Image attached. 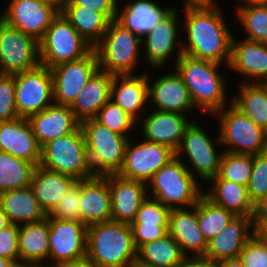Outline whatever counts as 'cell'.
Wrapping results in <instances>:
<instances>
[{
  "mask_svg": "<svg viewBox=\"0 0 267 267\" xmlns=\"http://www.w3.org/2000/svg\"><path fill=\"white\" fill-rule=\"evenodd\" d=\"M222 11L219 5L184 9L183 27L187 33V42H182L183 54L218 64L226 63L228 68L234 35L226 25Z\"/></svg>",
  "mask_w": 267,
  "mask_h": 267,
  "instance_id": "6da1fadb",
  "label": "cell"
},
{
  "mask_svg": "<svg viewBox=\"0 0 267 267\" xmlns=\"http://www.w3.org/2000/svg\"><path fill=\"white\" fill-rule=\"evenodd\" d=\"M221 64L195 59L183 54L174 68L187 87L195 110L215 112L228 106L227 83L219 71ZM197 108V109H196ZM199 108V109H198Z\"/></svg>",
  "mask_w": 267,
  "mask_h": 267,
  "instance_id": "7a4b0ae2",
  "label": "cell"
},
{
  "mask_svg": "<svg viewBox=\"0 0 267 267\" xmlns=\"http://www.w3.org/2000/svg\"><path fill=\"white\" fill-rule=\"evenodd\" d=\"M87 258L95 267H130L137 258L131 225L108 221L87 226Z\"/></svg>",
  "mask_w": 267,
  "mask_h": 267,
  "instance_id": "3957f363",
  "label": "cell"
},
{
  "mask_svg": "<svg viewBox=\"0 0 267 267\" xmlns=\"http://www.w3.org/2000/svg\"><path fill=\"white\" fill-rule=\"evenodd\" d=\"M184 161L175 157L147 182L148 196H152L170 210L193 207L203 195L201 183L199 184L185 166L189 162Z\"/></svg>",
  "mask_w": 267,
  "mask_h": 267,
  "instance_id": "277c9868",
  "label": "cell"
},
{
  "mask_svg": "<svg viewBox=\"0 0 267 267\" xmlns=\"http://www.w3.org/2000/svg\"><path fill=\"white\" fill-rule=\"evenodd\" d=\"M141 46V39L137 35L115 19L111 20L103 38L93 48L99 70L111 75H135L133 71L140 64Z\"/></svg>",
  "mask_w": 267,
  "mask_h": 267,
  "instance_id": "5b68a950",
  "label": "cell"
},
{
  "mask_svg": "<svg viewBox=\"0 0 267 267\" xmlns=\"http://www.w3.org/2000/svg\"><path fill=\"white\" fill-rule=\"evenodd\" d=\"M39 165L71 176L77 181L93 177L80 125L73 132L43 145Z\"/></svg>",
  "mask_w": 267,
  "mask_h": 267,
  "instance_id": "8992f818",
  "label": "cell"
},
{
  "mask_svg": "<svg viewBox=\"0 0 267 267\" xmlns=\"http://www.w3.org/2000/svg\"><path fill=\"white\" fill-rule=\"evenodd\" d=\"M80 127L93 174H117L122 168L125 148L131 138L113 132L95 118L81 121Z\"/></svg>",
  "mask_w": 267,
  "mask_h": 267,
  "instance_id": "52a82bcc",
  "label": "cell"
},
{
  "mask_svg": "<svg viewBox=\"0 0 267 267\" xmlns=\"http://www.w3.org/2000/svg\"><path fill=\"white\" fill-rule=\"evenodd\" d=\"M215 112L220 119L219 138L225 152L255 155L267 151V132L232 104Z\"/></svg>",
  "mask_w": 267,
  "mask_h": 267,
  "instance_id": "ba28073f",
  "label": "cell"
},
{
  "mask_svg": "<svg viewBox=\"0 0 267 267\" xmlns=\"http://www.w3.org/2000/svg\"><path fill=\"white\" fill-rule=\"evenodd\" d=\"M38 43L40 64L49 69L79 60L93 49L61 12L52 20Z\"/></svg>",
  "mask_w": 267,
  "mask_h": 267,
  "instance_id": "9c48e42d",
  "label": "cell"
},
{
  "mask_svg": "<svg viewBox=\"0 0 267 267\" xmlns=\"http://www.w3.org/2000/svg\"><path fill=\"white\" fill-rule=\"evenodd\" d=\"M208 134L204 128L193 120L187 127L181 143L175 151V157L177 158L184 155L188 157L190 165L185 164L187 169L196 179L200 177L199 179L206 183L218 175L223 154V151L220 154L217 153L218 149H216L217 145L221 146L219 135L217 139L213 140ZM214 141L217 143H213Z\"/></svg>",
  "mask_w": 267,
  "mask_h": 267,
  "instance_id": "30bf717a",
  "label": "cell"
},
{
  "mask_svg": "<svg viewBox=\"0 0 267 267\" xmlns=\"http://www.w3.org/2000/svg\"><path fill=\"white\" fill-rule=\"evenodd\" d=\"M16 109L20 118L28 119L54 103L53 79L50 69L36 68L14 74Z\"/></svg>",
  "mask_w": 267,
  "mask_h": 267,
  "instance_id": "8fae6325",
  "label": "cell"
},
{
  "mask_svg": "<svg viewBox=\"0 0 267 267\" xmlns=\"http://www.w3.org/2000/svg\"><path fill=\"white\" fill-rule=\"evenodd\" d=\"M39 64L38 41L0 18V74L14 75Z\"/></svg>",
  "mask_w": 267,
  "mask_h": 267,
  "instance_id": "7c38bea8",
  "label": "cell"
},
{
  "mask_svg": "<svg viewBox=\"0 0 267 267\" xmlns=\"http://www.w3.org/2000/svg\"><path fill=\"white\" fill-rule=\"evenodd\" d=\"M143 140V141H142ZM136 144L128 141L119 176L147 183L163 166L175 158V151L162 144L142 139Z\"/></svg>",
  "mask_w": 267,
  "mask_h": 267,
  "instance_id": "4fadbf2b",
  "label": "cell"
},
{
  "mask_svg": "<svg viewBox=\"0 0 267 267\" xmlns=\"http://www.w3.org/2000/svg\"><path fill=\"white\" fill-rule=\"evenodd\" d=\"M47 219L50 264H45L44 267H54L58 263L87 256V226L82 221L59 220L54 217Z\"/></svg>",
  "mask_w": 267,
  "mask_h": 267,
  "instance_id": "5bb4252c",
  "label": "cell"
},
{
  "mask_svg": "<svg viewBox=\"0 0 267 267\" xmlns=\"http://www.w3.org/2000/svg\"><path fill=\"white\" fill-rule=\"evenodd\" d=\"M98 70V58L94 49L79 60L50 68L54 103L70 106Z\"/></svg>",
  "mask_w": 267,
  "mask_h": 267,
  "instance_id": "9a60e30c",
  "label": "cell"
},
{
  "mask_svg": "<svg viewBox=\"0 0 267 267\" xmlns=\"http://www.w3.org/2000/svg\"><path fill=\"white\" fill-rule=\"evenodd\" d=\"M176 7L141 39L142 47H144V59L147 64L157 69L158 67L166 66L169 58L174 54L175 64L183 55L182 41L178 38V23L181 21L178 18ZM180 19V20H179ZM178 47V48H177ZM177 48V49H176ZM176 52H175V51ZM167 62V63H166Z\"/></svg>",
  "mask_w": 267,
  "mask_h": 267,
  "instance_id": "2e32d148",
  "label": "cell"
},
{
  "mask_svg": "<svg viewBox=\"0 0 267 267\" xmlns=\"http://www.w3.org/2000/svg\"><path fill=\"white\" fill-rule=\"evenodd\" d=\"M0 18L39 41L59 11L40 0H11Z\"/></svg>",
  "mask_w": 267,
  "mask_h": 267,
  "instance_id": "e0dca14e",
  "label": "cell"
},
{
  "mask_svg": "<svg viewBox=\"0 0 267 267\" xmlns=\"http://www.w3.org/2000/svg\"><path fill=\"white\" fill-rule=\"evenodd\" d=\"M150 77L148 74L149 103L155 110L188 115L195 108L185 83L175 69L159 75L153 83Z\"/></svg>",
  "mask_w": 267,
  "mask_h": 267,
  "instance_id": "ac0fdd59",
  "label": "cell"
},
{
  "mask_svg": "<svg viewBox=\"0 0 267 267\" xmlns=\"http://www.w3.org/2000/svg\"><path fill=\"white\" fill-rule=\"evenodd\" d=\"M111 194L112 221L131 224L142 202L148 197L147 183L118 174H108Z\"/></svg>",
  "mask_w": 267,
  "mask_h": 267,
  "instance_id": "d6986e66",
  "label": "cell"
},
{
  "mask_svg": "<svg viewBox=\"0 0 267 267\" xmlns=\"http://www.w3.org/2000/svg\"><path fill=\"white\" fill-rule=\"evenodd\" d=\"M187 117L181 113L153 110L141 120L142 137L176 151L187 127L193 121Z\"/></svg>",
  "mask_w": 267,
  "mask_h": 267,
  "instance_id": "ffe728a7",
  "label": "cell"
},
{
  "mask_svg": "<svg viewBox=\"0 0 267 267\" xmlns=\"http://www.w3.org/2000/svg\"><path fill=\"white\" fill-rule=\"evenodd\" d=\"M0 151L39 165L41 147L28 119L18 117L11 121L0 122Z\"/></svg>",
  "mask_w": 267,
  "mask_h": 267,
  "instance_id": "44dd1931",
  "label": "cell"
},
{
  "mask_svg": "<svg viewBox=\"0 0 267 267\" xmlns=\"http://www.w3.org/2000/svg\"><path fill=\"white\" fill-rule=\"evenodd\" d=\"M228 67L248 78L249 82L243 83L267 84V43L248 39L238 41L233 36ZM249 77L253 78L252 82Z\"/></svg>",
  "mask_w": 267,
  "mask_h": 267,
  "instance_id": "7402d4cb",
  "label": "cell"
},
{
  "mask_svg": "<svg viewBox=\"0 0 267 267\" xmlns=\"http://www.w3.org/2000/svg\"><path fill=\"white\" fill-rule=\"evenodd\" d=\"M81 221L90 226L112 220L111 194L107 175L81 180Z\"/></svg>",
  "mask_w": 267,
  "mask_h": 267,
  "instance_id": "603a6c76",
  "label": "cell"
},
{
  "mask_svg": "<svg viewBox=\"0 0 267 267\" xmlns=\"http://www.w3.org/2000/svg\"><path fill=\"white\" fill-rule=\"evenodd\" d=\"M168 233L179 244L185 256L204 255L208 242L198 224V202L190 208L171 209ZM191 253H190V252Z\"/></svg>",
  "mask_w": 267,
  "mask_h": 267,
  "instance_id": "cb8c5ba5",
  "label": "cell"
},
{
  "mask_svg": "<svg viewBox=\"0 0 267 267\" xmlns=\"http://www.w3.org/2000/svg\"><path fill=\"white\" fill-rule=\"evenodd\" d=\"M253 235V217L236 216L208 241L204 256L215 261L238 257Z\"/></svg>",
  "mask_w": 267,
  "mask_h": 267,
  "instance_id": "d4e9b609",
  "label": "cell"
},
{
  "mask_svg": "<svg viewBox=\"0 0 267 267\" xmlns=\"http://www.w3.org/2000/svg\"><path fill=\"white\" fill-rule=\"evenodd\" d=\"M110 100L139 121L140 113L149 104L148 73L113 75Z\"/></svg>",
  "mask_w": 267,
  "mask_h": 267,
  "instance_id": "484cf974",
  "label": "cell"
},
{
  "mask_svg": "<svg viewBox=\"0 0 267 267\" xmlns=\"http://www.w3.org/2000/svg\"><path fill=\"white\" fill-rule=\"evenodd\" d=\"M28 121L40 147L73 132L80 125L69 105L56 103L31 115Z\"/></svg>",
  "mask_w": 267,
  "mask_h": 267,
  "instance_id": "4316f807",
  "label": "cell"
},
{
  "mask_svg": "<svg viewBox=\"0 0 267 267\" xmlns=\"http://www.w3.org/2000/svg\"><path fill=\"white\" fill-rule=\"evenodd\" d=\"M119 7L118 4L115 20L143 39L175 6L162 8L152 0H130L123 9Z\"/></svg>",
  "mask_w": 267,
  "mask_h": 267,
  "instance_id": "83f0119b",
  "label": "cell"
},
{
  "mask_svg": "<svg viewBox=\"0 0 267 267\" xmlns=\"http://www.w3.org/2000/svg\"><path fill=\"white\" fill-rule=\"evenodd\" d=\"M18 245L22 267L44 266L49 262L48 219L19 225Z\"/></svg>",
  "mask_w": 267,
  "mask_h": 267,
  "instance_id": "f1b7e54d",
  "label": "cell"
},
{
  "mask_svg": "<svg viewBox=\"0 0 267 267\" xmlns=\"http://www.w3.org/2000/svg\"><path fill=\"white\" fill-rule=\"evenodd\" d=\"M113 75L98 70L86 83L75 101L70 105L79 121L95 118L110 100Z\"/></svg>",
  "mask_w": 267,
  "mask_h": 267,
  "instance_id": "f546056e",
  "label": "cell"
},
{
  "mask_svg": "<svg viewBox=\"0 0 267 267\" xmlns=\"http://www.w3.org/2000/svg\"><path fill=\"white\" fill-rule=\"evenodd\" d=\"M210 190L203 194L215 204L222 206L236 216L253 217L257 208L251 202L246 186L221 179L218 175L210 179Z\"/></svg>",
  "mask_w": 267,
  "mask_h": 267,
  "instance_id": "4dcf8cb0",
  "label": "cell"
},
{
  "mask_svg": "<svg viewBox=\"0 0 267 267\" xmlns=\"http://www.w3.org/2000/svg\"><path fill=\"white\" fill-rule=\"evenodd\" d=\"M76 181L71 176L37 165L31 178L30 187L38 203L48 215Z\"/></svg>",
  "mask_w": 267,
  "mask_h": 267,
  "instance_id": "1f68e13d",
  "label": "cell"
},
{
  "mask_svg": "<svg viewBox=\"0 0 267 267\" xmlns=\"http://www.w3.org/2000/svg\"><path fill=\"white\" fill-rule=\"evenodd\" d=\"M0 206L10 223L23 225L47 218L30 186L0 193Z\"/></svg>",
  "mask_w": 267,
  "mask_h": 267,
  "instance_id": "d6a6232c",
  "label": "cell"
},
{
  "mask_svg": "<svg viewBox=\"0 0 267 267\" xmlns=\"http://www.w3.org/2000/svg\"><path fill=\"white\" fill-rule=\"evenodd\" d=\"M61 13L92 48L103 38L111 22L105 14L82 6H65Z\"/></svg>",
  "mask_w": 267,
  "mask_h": 267,
  "instance_id": "836d02e7",
  "label": "cell"
},
{
  "mask_svg": "<svg viewBox=\"0 0 267 267\" xmlns=\"http://www.w3.org/2000/svg\"><path fill=\"white\" fill-rule=\"evenodd\" d=\"M232 104L267 132V84L240 83Z\"/></svg>",
  "mask_w": 267,
  "mask_h": 267,
  "instance_id": "e575fe53",
  "label": "cell"
},
{
  "mask_svg": "<svg viewBox=\"0 0 267 267\" xmlns=\"http://www.w3.org/2000/svg\"><path fill=\"white\" fill-rule=\"evenodd\" d=\"M184 257L179 244L168 233L141 245L137 249L136 261L148 267H178Z\"/></svg>",
  "mask_w": 267,
  "mask_h": 267,
  "instance_id": "d590c367",
  "label": "cell"
},
{
  "mask_svg": "<svg viewBox=\"0 0 267 267\" xmlns=\"http://www.w3.org/2000/svg\"><path fill=\"white\" fill-rule=\"evenodd\" d=\"M36 165L0 151V193L30 186Z\"/></svg>",
  "mask_w": 267,
  "mask_h": 267,
  "instance_id": "8d00e7d4",
  "label": "cell"
},
{
  "mask_svg": "<svg viewBox=\"0 0 267 267\" xmlns=\"http://www.w3.org/2000/svg\"><path fill=\"white\" fill-rule=\"evenodd\" d=\"M236 215L212 202L204 194L198 200V224L206 241L215 237Z\"/></svg>",
  "mask_w": 267,
  "mask_h": 267,
  "instance_id": "74e56055",
  "label": "cell"
},
{
  "mask_svg": "<svg viewBox=\"0 0 267 267\" xmlns=\"http://www.w3.org/2000/svg\"><path fill=\"white\" fill-rule=\"evenodd\" d=\"M236 16L246 30L248 40L267 43V4L237 7Z\"/></svg>",
  "mask_w": 267,
  "mask_h": 267,
  "instance_id": "f35d334b",
  "label": "cell"
},
{
  "mask_svg": "<svg viewBox=\"0 0 267 267\" xmlns=\"http://www.w3.org/2000/svg\"><path fill=\"white\" fill-rule=\"evenodd\" d=\"M252 173V155L223 151L218 176L242 186H248Z\"/></svg>",
  "mask_w": 267,
  "mask_h": 267,
  "instance_id": "ab89813d",
  "label": "cell"
},
{
  "mask_svg": "<svg viewBox=\"0 0 267 267\" xmlns=\"http://www.w3.org/2000/svg\"><path fill=\"white\" fill-rule=\"evenodd\" d=\"M95 119L113 132L128 138L129 133H132V130L135 129V126H137L136 124L138 123L112 100H109L105 104V106L98 112Z\"/></svg>",
  "mask_w": 267,
  "mask_h": 267,
  "instance_id": "60d3db41",
  "label": "cell"
},
{
  "mask_svg": "<svg viewBox=\"0 0 267 267\" xmlns=\"http://www.w3.org/2000/svg\"><path fill=\"white\" fill-rule=\"evenodd\" d=\"M247 190L256 208L267 198V151L252 155V173Z\"/></svg>",
  "mask_w": 267,
  "mask_h": 267,
  "instance_id": "b9f144b4",
  "label": "cell"
},
{
  "mask_svg": "<svg viewBox=\"0 0 267 267\" xmlns=\"http://www.w3.org/2000/svg\"><path fill=\"white\" fill-rule=\"evenodd\" d=\"M80 196L81 180H78L64 193V197L47 217H54L59 220L81 221Z\"/></svg>",
  "mask_w": 267,
  "mask_h": 267,
  "instance_id": "7bdbcfd3",
  "label": "cell"
},
{
  "mask_svg": "<svg viewBox=\"0 0 267 267\" xmlns=\"http://www.w3.org/2000/svg\"><path fill=\"white\" fill-rule=\"evenodd\" d=\"M170 209L158 200L147 197L139 207L135 220L132 223L144 225H168Z\"/></svg>",
  "mask_w": 267,
  "mask_h": 267,
  "instance_id": "ee69618b",
  "label": "cell"
},
{
  "mask_svg": "<svg viewBox=\"0 0 267 267\" xmlns=\"http://www.w3.org/2000/svg\"><path fill=\"white\" fill-rule=\"evenodd\" d=\"M18 117L14 75L0 74V122Z\"/></svg>",
  "mask_w": 267,
  "mask_h": 267,
  "instance_id": "f6af8a7d",
  "label": "cell"
},
{
  "mask_svg": "<svg viewBox=\"0 0 267 267\" xmlns=\"http://www.w3.org/2000/svg\"><path fill=\"white\" fill-rule=\"evenodd\" d=\"M244 267H267V244L253 235L239 253Z\"/></svg>",
  "mask_w": 267,
  "mask_h": 267,
  "instance_id": "bcb514c9",
  "label": "cell"
},
{
  "mask_svg": "<svg viewBox=\"0 0 267 267\" xmlns=\"http://www.w3.org/2000/svg\"><path fill=\"white\" fill-rule=\"evenodd\" d=\"M19 225L10 223L0 231V257L20 263L19 257Z\"/></svg>",
  "mask_w": 267,
  "mask_h": 267,
  "instance_id": "7dc6e473",
  "label": "cell"
},
{
  "mask_svg": "<svg viewBox=\"0 0 267 267\" xmlns=\"http://www.w3.org/2000/svg\"><path fill=\"white\" fill-rule=\"evenodd\" d=\"M130 225L136 249L168 234V225H144V223H131Z\"/></svg>",
  "mask_w": 267,
  "mask_h": 267,
  "instance_id": "c3c4849f",
  "label": "cell"
},
{
  "mask_svg": "<svg viewBox=\"0 0 267 267\" xmlns=\"http://www.w3.org/2000/svg\"><path fill=\"white\" fill-rule=\"evenodd\" d=\"M119 0H69L65 6H82L105 14L110 20L116 18Z\"/></svg>",
  "mask_w": 267,
  "mask_h": 267,
  "instance_id": "681fc988",
  "label": "cell"
},
{
  "mask_svg": "<svg viewBox=\"0 0 267 267\" xmlns=\"http://www.w3.org/2000/svg\"><path fill=\"white\" fill-rule=\"evenodd\" d=\"M178 267H219L218 261L204 255L185 256Z\"/></svg>",
  "mask_w": 267,
  "mask_h": 267,
  "instance_id": "f907efd6",
  "label": "cell"
},
{
  "mask_svg": "<svg viewBox=\"0 0 267 267\" xmlns=\"http://www.w3.org/2000/svg\"><path fill=\"white\" fill-rule=\"evenodd\" d=\"M254 235L267 244V215H255L253 218Z\"/></svg>",
  "mask_w": 267,
  "mask_h": 267,
  "instance_id": "816d5d0a",
  "label": "cell"
},
{
  "mask_svg": "<svg viewBox=\"0 0 267 267\" xmlns=\"http://www.w3.org/2000/svg\"><path fill=\"white\" fill-rule=\"evenodd\" d=\"M184 9L188 8H211L219 5L216 0H184ZM216 2V3H215Z\"/></svg>",
  "mask_w": 267,
  "mask_h": 267,
  "instance_id": "f5cc1de1",
  "label": "cell"
},
{
  "mask_svg": "<svg viewBox=\"0 0 267 267\" xmlns=\"http://www.w3.org/2000/svg\"><path fill=\"white\" fill-rule=\"evenodd\" d=\"M54 267H95L87 257L75 260V261H65L56 264Z\"/></svg>",
  "mask_w": 267,
  "mask_h": 267,
  "instance_id": "db71d44e",
  "label": "cell"
},
{
  "mask_svg": "<svg viewBox=\"0 0 267 267\" xmlns=\"http://www.w3.org/2000/svg\"><path fill=\"white\" fill-rule=\"evenodd\" d=\"M219 267H244L241 259L238 257L228 258L218 261Z\"/></svg>",
  "mask_w": 267,
  "mask_h": 267,
  "instance_id": "11a10c76",
  "label": "cell"
},
{
  "mask_svg": "<svg viewBox=\"0 0 267 267\" xmlns=\"http://www.w3.org/2000/svg\"><path fill=\"white\" fill-rule=\"evenodd\" d=\"M40 1L52 5L55 9L61 12L69 0H40Z\"/></svg>",
  "mask_w": 267,
  "mask_h": 267,
  "instance_id": "9f6ffc18",
  "label": "cell"
},
{
  "mask_svg": "<svg viewBox=\"0 0 267 267\" xmlns=\"http://www.w3.org/2000/svg\"><path fill=\"white\" fill-rule=\"evenodd\" d=\"M10 224V221L8 219V216L6 213L3 211V209L0 206V231L7 227Z\"/></svg>",
  "mask_w": 267,
  "mask_h": 267,
  "instance_id": "6f0895ef",
  "label": "cell"
},
{
  "mask_svg": "<svg viewBox=\"0 0 267 267\" xmlns=\"http://www.w3.org/2000/svg\"><path fill=\"white\" fill-rule=\"evenodd\" d=\"M0 267H22L20 263L4 259L0 257Z\"/></svg>",
  "mask_w": 267,
  "mask_h": 267,
  "instance_id": "680465c9",
  "label": "cell"
},
{
  "mask_svg": "<svg viewBox=\"0 0 267 267\" xmlns=\"http://www.w3.org/2000/svg\"><path fill=\"white\" fill-rule=\"evenodd\" d=\"M242 1L241 5L238 6H247V5H257V4H267V0H239Z\"/></svg>",
  "mask_w": 267,
  "mask_h": 267,
  "instance_id": "91938a15",
  "label": "cell"
},
{
  "mask_svg": "<svg viewBox=\"0 0 267 267\" xmlns=\"http://www.w3.org/2000/svg\"><path fill=\"white\" fill-rule=\"evenodd\" d=\"M255 215H267V198L257 208V211H256Z\"/></svg>",
  "mask_w": 267,
  "mask_h": 267,
  "instance_id": "94428289",
  "label": "cell"
},
{
  "mask_svg": "<svg viewBox=\"0 0 267 267\" xmlns=\"http://www.w3.org/2000/svg\"><path fill=\"white\" fill-rule=\"evenodd\" d=\"M130 267H148V266H145V265L135 261Z\"/></svg>",
  "mask_w": 267,
  "mask_h": 267,
  "instance_id": "6125c7cd",
  "label": "cell"
}]
</instances>
